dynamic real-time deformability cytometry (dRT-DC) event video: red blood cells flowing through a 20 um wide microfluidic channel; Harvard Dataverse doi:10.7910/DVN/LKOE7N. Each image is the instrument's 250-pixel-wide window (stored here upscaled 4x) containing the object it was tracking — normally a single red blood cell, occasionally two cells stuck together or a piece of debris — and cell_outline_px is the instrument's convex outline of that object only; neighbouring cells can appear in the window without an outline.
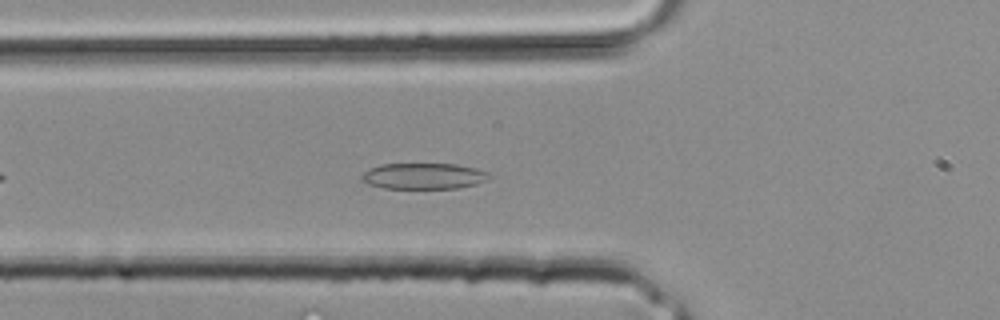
{"species": "common noctule bat (a hibernating species)", "species_latin": "Nyctalus noctula", "temperature_condition": "room temperature", "stored_images_in_passage": 24, "camera_frame_rate_fps": 3000, "um_per_image_px": 0.085, "animal": {"sex": "male", "body_mass_g": 20.4}, "frame": {"image": 1, "passage_image": 4, "time_ms": 1.0, "image_size_px": [1000, 320], "cell_outline_px": [[492, 176], [488, 180], [476, 184], [460, 188], [384, 188], [368, 184], [360, 180], [360, 176], [368, 168], [380, 164], [456, 164], [476, 168], [492, 172]], "centroid_in_image_um": [36.04, 14.96], "position_along_channel_um": 89.8, "area_um2": 19.65}}
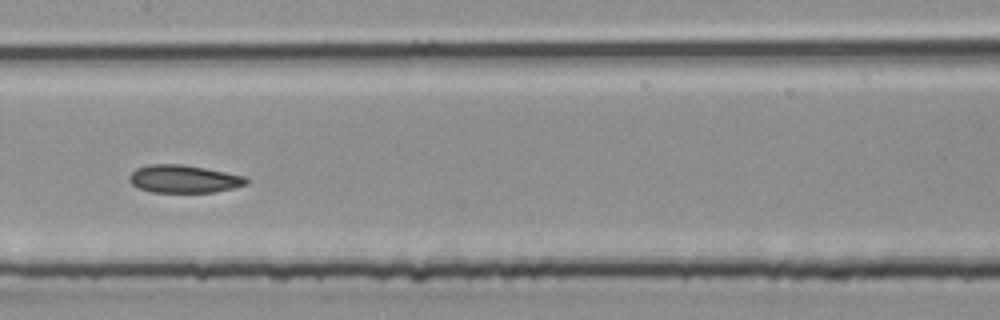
{"frame": {"image": 2, "passage_image": 9, "time_ms": 2.667, "image_size_px": [1000, 320], "cell_outline_px": [[248, 184], [232, 188], [212, 192], [152, 192], [140, 188], [132, 184], [128, 180], [128, 176], [136, 168], [148, 164], [180, 164], [204, 168], [248, 176]], "centroid_in_image_um": [15.63, 15.2], "position_along_channel_um": 191.8, "area_um2": 18.96}}
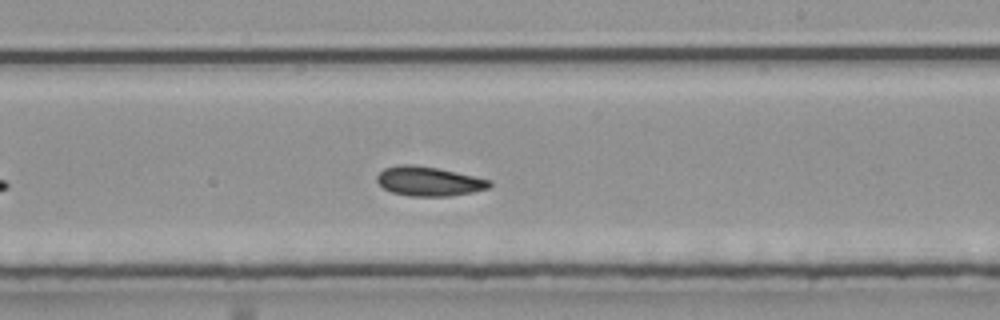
{"frame": {"image": 3, "passage_image": 12, "time_ms": 3.667, "image_size_px": [1000, 320], "cell_outline_px": [[492, 184], [488, 188], [472, 192], [448, 196], [412, 196], [392, 192], [384, 188], [376, 180], [376, 176], [384, 168], [396, 164], [412, 164], [436, 168], [456, 172], [492, 180]], "centroid_in_image_um": [36.44, 15.4], "position_along_channel_um": 252.6, "area_um2": 19.19}}